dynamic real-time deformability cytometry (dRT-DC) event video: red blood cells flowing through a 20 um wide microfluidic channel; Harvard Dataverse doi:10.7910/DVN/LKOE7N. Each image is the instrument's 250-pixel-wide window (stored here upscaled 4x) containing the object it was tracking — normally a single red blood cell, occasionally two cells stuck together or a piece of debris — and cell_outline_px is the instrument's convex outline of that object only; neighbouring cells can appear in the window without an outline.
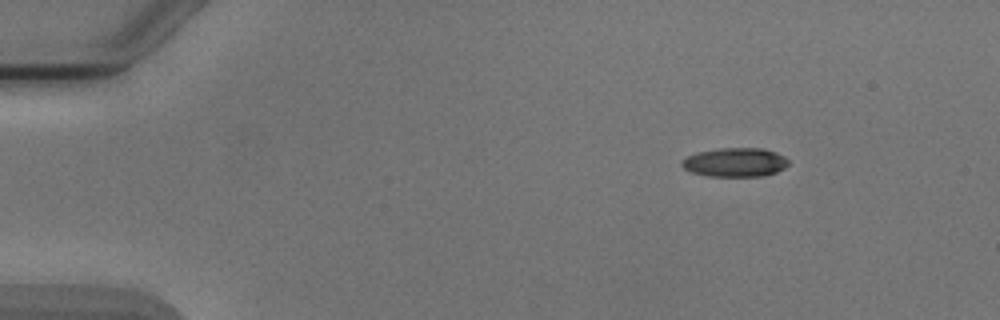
{"species": "Egyptian fruit bat (a non-hibernating species)", "species_latin": "Rousettus aegyptiacus", "temperature_condition": "cold", "stored_images_in_passage": 6, "camera_frame_rate_fps": 3000, "um_per_image_px": 0.085, "animal": {"sex": "male"}, "frame": {"image": 1, "passage_image": 1, "time_ms": 0.0, "image_size_px": [1000, 320], "cell_outline_px": [[788, 164], [784, 168], [776, 172], [764, 176], [708, 176], [688, 172], [680, 164], [680, 160], [696, 152], [720, 148], [764, 148], [776, 152], [784, 156], [788, 160]], "centroid_in_image_um": [62.45, 13.79], "position_along_channel_um": 22.5, "area_um2": 18.21}}
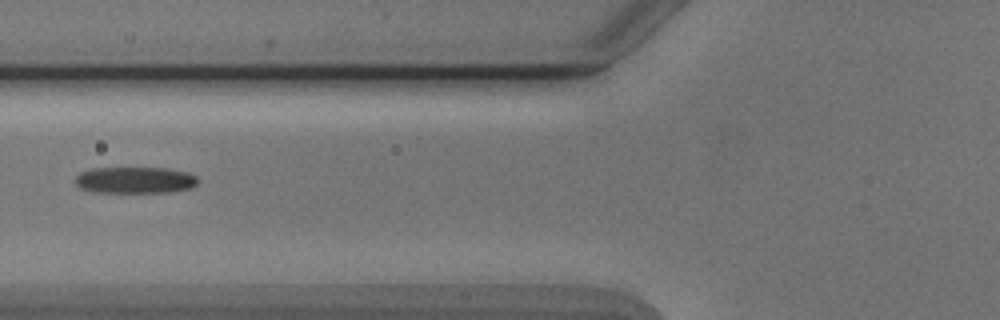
{"frame": {"image": 2, "passage_image": 5, "time_ms": 4.667, "image_size_px": [1000, 320], "cell_outline_px": [[200, 180], [192, 188], [168, 192], [96, 192], [80, 188], [76, 184], [76, 176], [80, 172], [92, 168], [164, 168], [188, 172], [196, 176]], "centroid_in_image_um": [11.5, 15.3], "position_along_channel_um": 114.3, "area_um2": 18.96}}
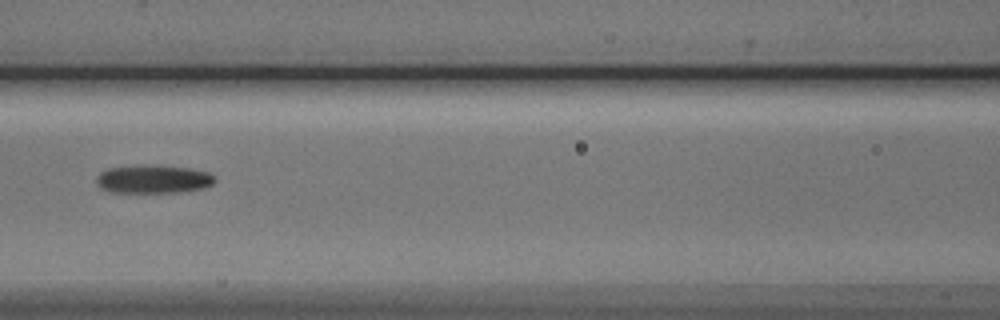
{"frame": {"image": 3, "passage_image": 6, "time_ms": 5.667, "image_size_px": [1000, 320], "cell_outline_px": [[216, 180], [212, 184], [204, 188], [180, 192], [112, 192], [100, 188], [96, 184], [96, 176], [100, 172], [108, 168], [188, 168], [208, 172], [216, 176]], "centroid_in_image_um": [13.05, 15.29], "position_along_channel_um": 153.6, "area_um2": 18.55}}